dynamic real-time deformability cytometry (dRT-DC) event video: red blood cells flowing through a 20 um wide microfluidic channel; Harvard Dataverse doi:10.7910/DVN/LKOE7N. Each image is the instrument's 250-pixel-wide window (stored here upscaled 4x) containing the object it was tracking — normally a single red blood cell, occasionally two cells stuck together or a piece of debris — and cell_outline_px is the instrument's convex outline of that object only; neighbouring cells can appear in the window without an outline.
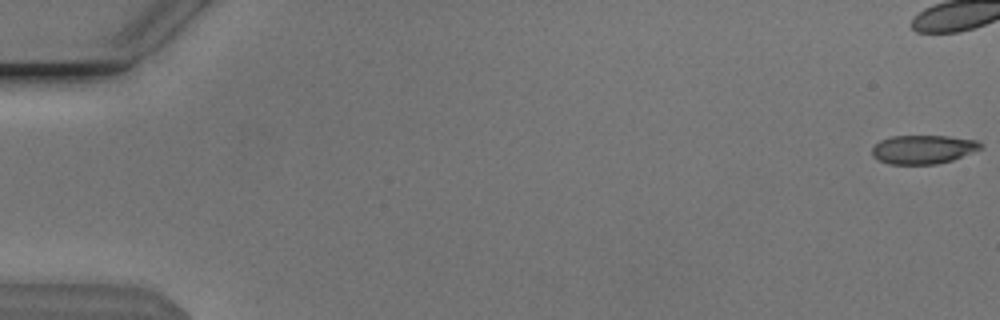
{"species": "Egyptian fruit bat (a non-hibernating species)", "species_latin": "Rousettus aegyptiacus", "temperature_condition": "cold", "stored_images_in_passage": 44, "camera_frame_rate_fps": 3000, "um_per_image_px": 0.085, "animal": {"sex": "male"}, "frame": {"image": 1, "passage_image": 1, "time_ms": 0.0, "image_size_px": [1000, 320], "cell_outline_px": [[984, 144], [980, 148], [972, 152], [952, 160], [936, 164], [888, 164], [876, 160], [872, 156], [872, 148], [880, 140], [892, 136], [948, 136], [976, 140]], "centroid_in_image_um": [78.43, 12.7], "position_along_channel_um": 6.6, "area_um2": 18.21}}
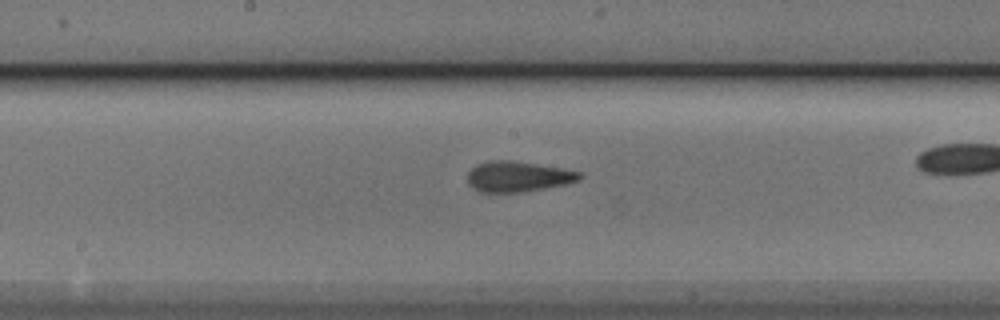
{"frame": {"image": 2, "passage_image": 29, "time_ms": 9.333, "image_size_px": [1000, 320], "cell_outline_px": [[584, 176], [580, 180], [564, 184], [544, 188], [520, 192], [480, 192], [472, 188], [468, 184], [468, 172], [476, 164], [488, 160], [512, 160], [564, 168], [580, 172]], "centroid_in_image_um": [44.02, 14.99], "position_along_channel_um": 204.2, "area_um2": 20.06}}
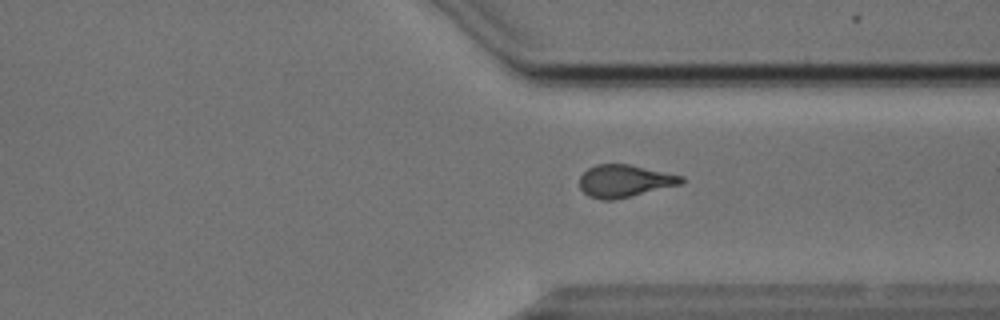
{"frame": {"image": 3, "passage_image": 41, "time_ms": 13.333, "image_size_px": [1000, 320], "cell_outline_px": [[684, 180], [680, 184], [612, 200], [604, 200], [588, 196], [580, 188], [580, 176], [588, 168], [596, 164], [628, 164], [684, 176]], "centroid_in_image_um": [53.06, 15.37], "position_along_channel_um": 358.3, "area_um2": 18.9}}